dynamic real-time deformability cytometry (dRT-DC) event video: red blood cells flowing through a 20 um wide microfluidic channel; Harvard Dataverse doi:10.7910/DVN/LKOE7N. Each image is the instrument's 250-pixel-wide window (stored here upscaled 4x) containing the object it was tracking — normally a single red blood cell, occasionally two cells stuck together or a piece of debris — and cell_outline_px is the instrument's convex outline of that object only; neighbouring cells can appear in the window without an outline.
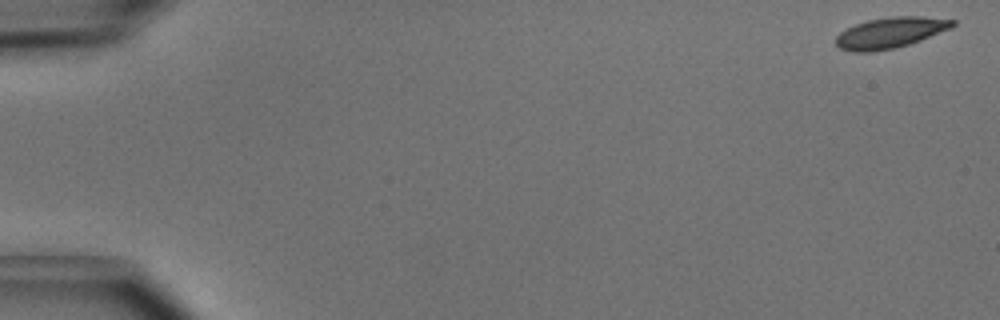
{"species": "common noctule bat (a hibernating species)", "species_latin": "Nyctalus noctula", "temperature_condition": "cold", "stored_images_in_passage": 5, "camera_frame_rate_fps": 3000, "um_per_image_px": 0.085, "animal": {"sex": "male", "body_mass_g": 15.6}, "frame": {"image": 1, "passage_image": 1, "time_ms": 0.0, "image_size_px": [1000, 320], "cell_outline_px": [[956, 24], [952, 28], [920, 40], [896, 48], [872, 52], [852, 52], [840, 48], [836, 44], [836, 36], [840, 32], [856, 24], [868, 20], [892, 16], [920, 16], [956, 20]], "centroid_in_image_um": [75.68, 2.78], "position_along_channel_um": 9.3, "area_um2": 20.92}}
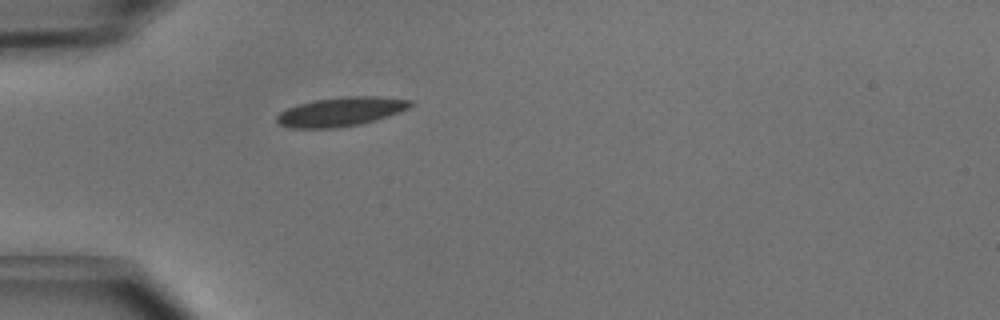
{"frame": {"image": 2, "passage_image": 5, "time_ms": 1.333, "image_size_px": [1000, 320], "cell_outline_px": [[416, 104], [400, 112], [388, 116], [360, 124], [336, 128], [292, 128], [280, 124], [276, 120], [276, 116], [280, 112], [288, 108], [312, 100], [344, 96], [376, 96], [412, 100]], "centroid_in_image_um": [29.0, 9.48], "position_along_channel_um": 56.0, "area_um2": 22.66}}